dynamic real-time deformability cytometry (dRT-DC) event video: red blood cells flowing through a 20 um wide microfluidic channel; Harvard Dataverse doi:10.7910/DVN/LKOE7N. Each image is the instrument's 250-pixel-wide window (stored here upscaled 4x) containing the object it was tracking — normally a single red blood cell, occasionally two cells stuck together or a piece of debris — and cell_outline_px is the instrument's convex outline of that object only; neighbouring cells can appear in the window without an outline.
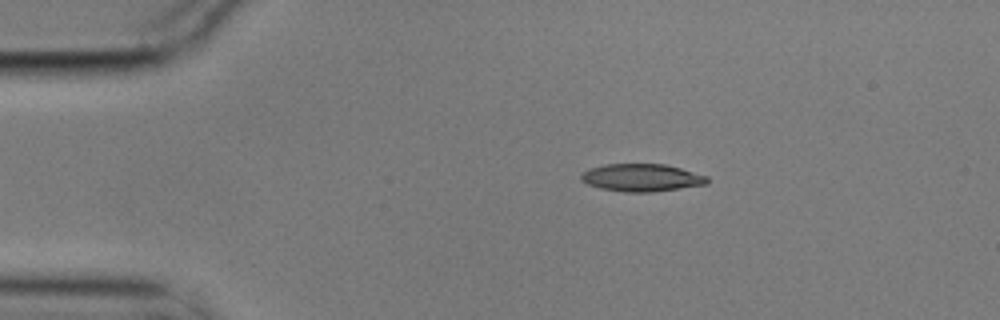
{"species": "common noctule bat (a hibernating species)", "species_latin": "Nyctalus noctula", "temperature_condition": "cold", "stored_images_in_passage": 5, "camera_frame_rate_fps": 3000, "um_per_image_px": 0.085, "animal": {"sex": "male", "body_mass_g": 17.9}, "frame": {"image": 1, "passage_image": 2, "time_ms": 0.333, "image_size_px": [1000, 320], "cell_outline_px": [[708, 184], [652, 192], [624, 192], [600, 188], [588, 184], [580, 180], [580, 172], [588, 168], [604, 164], [664, 164], [680, 168], [708, 176]], "centroid_in_image_um": [54.5, 15.1], "position_along_channel_um": 30.5, "area_um2": 20.4}}
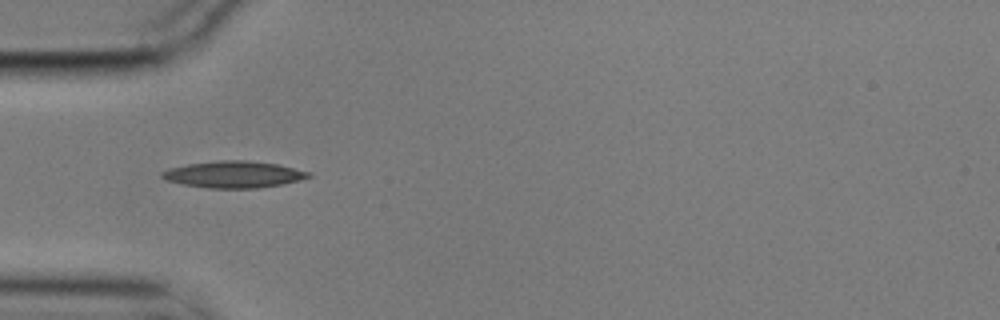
{"frame": {"image": 2, "passage_image": 4, "time_ms": 1.0, "image_size_px": [1000, 320], "cell_outline_px": [[312, 176], [300, 180], [280, 184], [256, 188], [208, 188], [184, 184], [164, 180], [160, 176], [160, 172], [168, 168], [188, 164], [220, 160], [248, 160], [276, 164], [312, 172]], "centroid_in_image_um": [19.84, 14.82], "position_along_channel_um": 65.2, "area_um2": 22.77}}
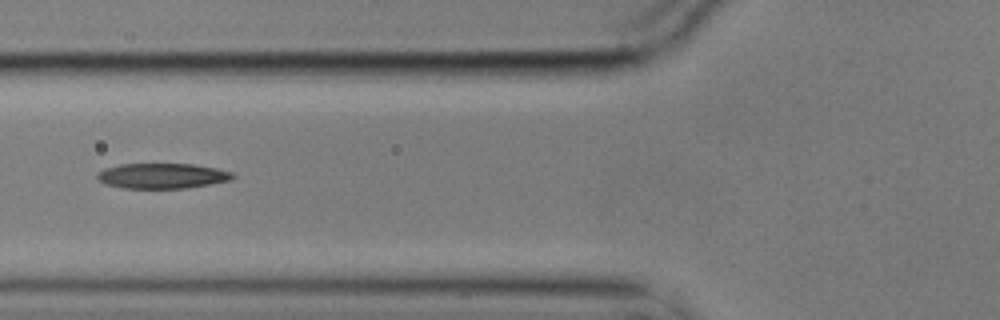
{"frame": {"image": 3, "passage_image": 5, "time_ms": 1.333, "image_size_px": [1000, 320], "cell_outline_px": [[236, 176], [228, 180], [188, 188], [124, 188], [104, 184], [96, 176], [96, 172], [104, 168], [120, 164], [192, 164], [216, 168], [232, 172]], "centroid_in_image_um": [13.74, 14.94], "position_along_channel_um": 112.1, "area_um2": 19.88}}